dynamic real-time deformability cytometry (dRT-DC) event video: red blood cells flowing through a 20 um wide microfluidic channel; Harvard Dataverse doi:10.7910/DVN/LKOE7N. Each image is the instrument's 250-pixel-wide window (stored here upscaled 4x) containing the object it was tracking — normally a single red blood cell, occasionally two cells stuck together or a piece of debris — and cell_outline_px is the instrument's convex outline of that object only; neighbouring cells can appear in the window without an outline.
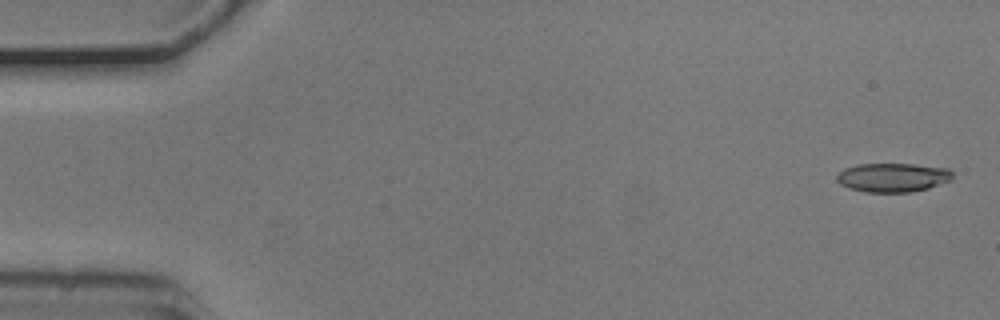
{"species": "common noctule bat (a hibernating species)", "species_latin": "Nyctalus noctula", "temperature_condition": "cold", "stored_images_in_passage": 16, "camera_frame_rate_fps": 3000, "um_per_image_px": 0.085, "animal": {"sex": "male", "body_mass_g": 20.5, "forearm_length_mm": 52.5}, "frame": {"image": 1, "passage_image": 2, "time_ms": 0.333, "image_size_px": [1000, 320], "cell_outline_px": [[952, 180], [928, 188], [908, 192], [864, 192], [848, 188], [840, 184], [836, 180], [836, 176], [844, 168], [860, 164], [912, 164], [948, 168], [952, 172]], "centroid_in_image_um": [75.87, 15.08], "position_along_channel_um": 9.1, "area_um2": 19.54}}